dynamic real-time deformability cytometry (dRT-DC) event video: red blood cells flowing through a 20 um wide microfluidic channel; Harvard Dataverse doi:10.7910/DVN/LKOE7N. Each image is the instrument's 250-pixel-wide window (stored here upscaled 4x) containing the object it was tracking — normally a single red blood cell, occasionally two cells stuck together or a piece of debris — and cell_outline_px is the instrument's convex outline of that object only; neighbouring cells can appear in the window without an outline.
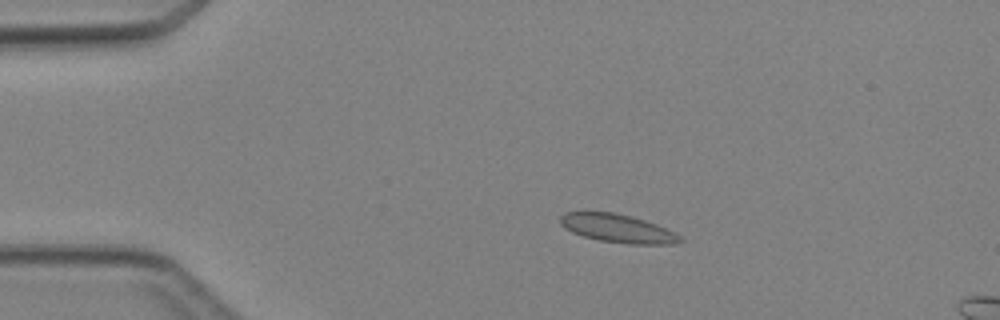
{"species": "Egyptian fruit bat (a non-hibernating species)", "species_latin": "Rousettus aegyptiacus", "temperature_condition": "cold", "stored_images_in_passage": 5, "camera_frame_rate_fps": 3000, "um_per_image_px": 0.085, "animal": {"sex": "female"}, "frame": {"image": 1, "passage_image": 3, "time_ms": 2.667, "image_size_px": [1000, 320], "cell_outline_px": [[684, 240], [672, 244], [628, 244], [600, 240], [584, 236], [572, 232], [564, 228], [560, 224], [560, 216], [564, 212], [584, 208], [612, 212], [644, 220], [656, 224], [676, 232]], "centroid_in_image_um": [52.41, 19.36], "position_along_channel_um": 32.6, "area_um2": 20.35}}